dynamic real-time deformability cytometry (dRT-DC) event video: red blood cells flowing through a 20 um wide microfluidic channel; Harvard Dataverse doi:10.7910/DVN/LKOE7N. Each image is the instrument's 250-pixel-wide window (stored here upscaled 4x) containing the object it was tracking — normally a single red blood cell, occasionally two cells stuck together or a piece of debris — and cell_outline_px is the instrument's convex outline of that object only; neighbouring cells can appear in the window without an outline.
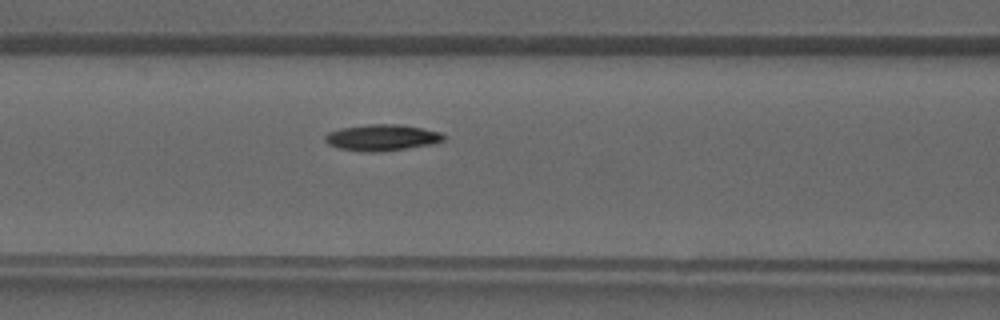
{"species": "common noctule bat (a hibernating species)", "species_latin": "Nyctalus noctula", "temperature_condition": "warm", "stored_images_in_passage": 27, "camera_frame_rate_fps": 3000, "um_per_image_px": 0.085, "animal": {"sex": "male", "forearm_length_mm": 52.5}, "frame": {"image": 1, "passage_image": 7, "time_ms": 2.0, "image_size_px": [1000, 320], "cell_outline_px": [[448, 136], [444, 140], [436, 144], [408, 148], [376, 152], [368, 152], [340, 148], [328, 144], [324, 140], [324, 136], [328, 132], [340, 128], [368, 124], [400, 124], [440, 132]], "centroid_in_image_um": [32.49, 11.69], "position_along_channel_um": 134.1, "area_um2": 18.26}}
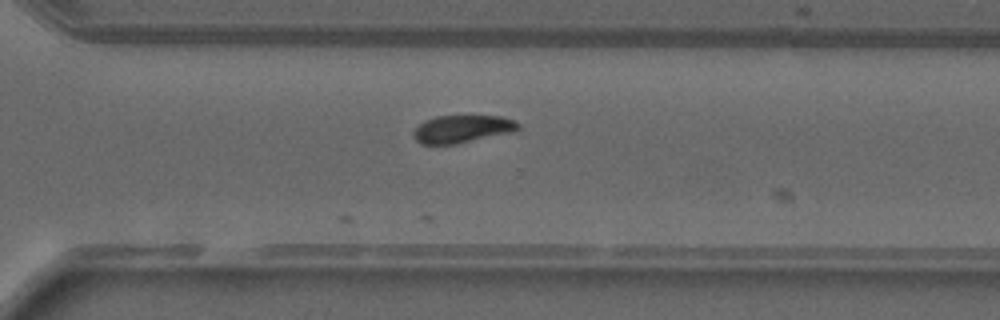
{"frame": {"image": 2, "passage_image": 19, "time_ms": 6.0, "image_size_px": [1000, 320], "cell_outline_px": [[520, 128], [516, 132], [456, 144], [420, 144], [416, 140], [412, 132], [424, 120], [436, 116], [500, 116], [516, 120], [520, 124]], "centroid_in_image_um": [39.34, 10.96], "position_along_channel_um": 331.3, "area_um2": 17.11}}
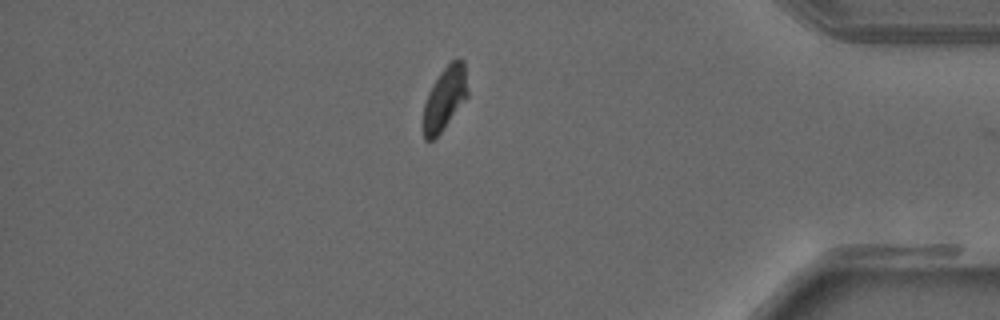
{"frame": {"image": 3, "passage_image": 25, "time_ms": 8.0, "image_size_px": [1000, 320], "cell_outline_px": [[468, 96], [440, 132], [432, 140], [424, 140], [420, 128], [424, 104], [428, 92], [440, 72], [452, 60], [464, 60], [468, 92]], "centroid_in_image_um": [37.75, 8.41], "position_along_channel_um": 397.5, "area_um2": 16.47}}